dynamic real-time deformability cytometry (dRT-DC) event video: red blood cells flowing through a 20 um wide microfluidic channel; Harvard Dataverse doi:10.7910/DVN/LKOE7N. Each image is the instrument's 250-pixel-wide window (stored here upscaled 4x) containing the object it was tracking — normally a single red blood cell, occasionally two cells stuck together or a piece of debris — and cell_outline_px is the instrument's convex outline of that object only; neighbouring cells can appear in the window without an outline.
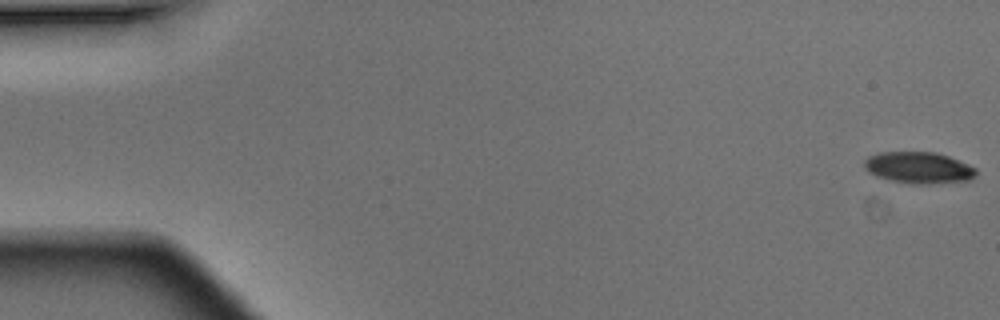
{"species": "Egyptian fruit bat (a non-hibernating species)", "species_latin": "Rousettus aegyptiacus", "temperature_condition": "warm", "stored_images_in_passage": 2, "camera_frame_rate_fps": 3000, "um_per_image_px": 0.085, "animal": {"sex": "male"}, "frame": {"image": 1, "passage_image": 2, "time_ms": 0.333, "image_size_px": [1000, 320], "cell_outline_px": [[976, 176], [968, 180], [892, 180], [876, 176], [868, 172], [864, 168], [864, 160], [868, 156], [880, 152], [936, 152], [948, 156], [968, 164], [976, 168]], "centroid_in_image_um": [78.03, 14.16], "position_along_channel_um": 7.0, "area_um2": 19.19}}